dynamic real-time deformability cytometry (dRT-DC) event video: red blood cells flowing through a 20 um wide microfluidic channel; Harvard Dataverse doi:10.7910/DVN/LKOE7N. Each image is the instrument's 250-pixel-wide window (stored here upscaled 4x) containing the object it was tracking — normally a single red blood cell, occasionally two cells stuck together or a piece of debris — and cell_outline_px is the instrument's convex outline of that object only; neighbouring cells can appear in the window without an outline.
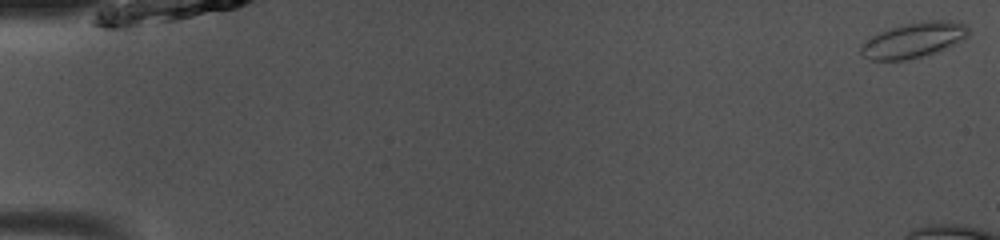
{"species": "common noctule bat (a hibernating species)", "species_latin": "Nyctalus noctula", "temperature_condition": "room temperature", "stored_images_in_passage": 14, "camera_frame_rate_fps": 3000, "um_per_image_px": 0.085, "animal": {"sex": "male", "body_mass_g": 13.0, "forearm_length_mm": 53.1}, "frame": {"image": 1, "passage_image": 1, "time_ms": 0.0, "image_size_px": [1000, 240], "cell_outline_px": [[968, 36], [956, 44], [936, 52], [924, 56], [908, 60], [872, 60], [864, 56], [860, 52], [860, 48], [864, 40], [880, 32], [904, 24], [920, 20], [948, 20], [964, 24], [968, 28]], "centroid_in_image_um": [77.66, 3.41], "position_along_channel_um": 7.3, "area_um2": 22.14}}